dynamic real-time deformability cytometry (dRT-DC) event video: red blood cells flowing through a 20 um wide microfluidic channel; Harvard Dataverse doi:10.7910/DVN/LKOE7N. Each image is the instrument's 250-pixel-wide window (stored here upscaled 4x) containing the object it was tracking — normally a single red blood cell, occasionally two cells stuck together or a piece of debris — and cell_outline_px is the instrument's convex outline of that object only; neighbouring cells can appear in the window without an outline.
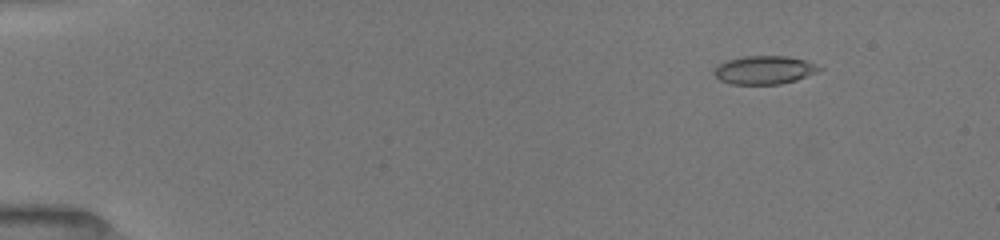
{"species": "common noctule bat (a hibernating species)", "species_latin": "Nyctalus noctula", "temperature_condition": "room temperature", "stored_images_in_passage": 31, "camera_frame_rate_fps": 3000, "um_per_image_px": 0.085, "animal": {"sex": "female", "body_mass_g": 19.5, "forearm_length_mm": 54.1}, "frame": {"image": 1, "passage_image": 2, "time_ms": 1.333, "image_size_px": [1000, 240], "cell_outline_px": [[824, 68], [816, 72], [796, 80], [780, 84], [732, 84], [720, 80], [712, 72], [720, 64], [728, 60], [744, 56], [788, 56], [804, 60]], "centroid_in_image_um": [64.96, 5.95], "position_along_channel_um": 20.0, "area_um2": 17.17}}
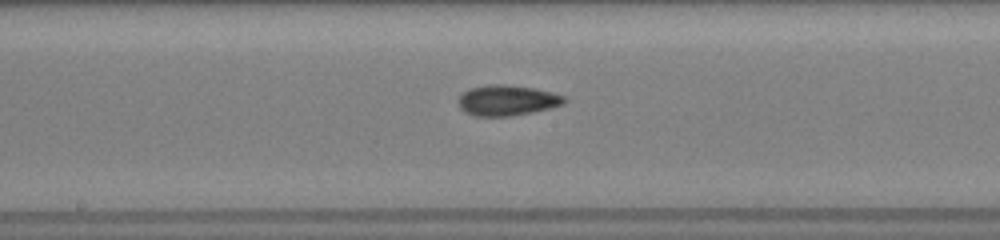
{"frame": {"image": 2, "passage_image": 17, "time_ms": 8.667, "image_size_px": [1000, 240], "cell_outline_px": [[568, 100], [564, 104], [532, 112], [512, 116], [476, 116], [464, 112], [456, 104], [456, 100], [468, 88], [488, 84], [508, 84], [532, 88], [552, 92], [564, 96]], "centroid_in_image_um": [43.06, 8.52], "position_along_channel_um": 205.1, "area_um2": 19.07}}
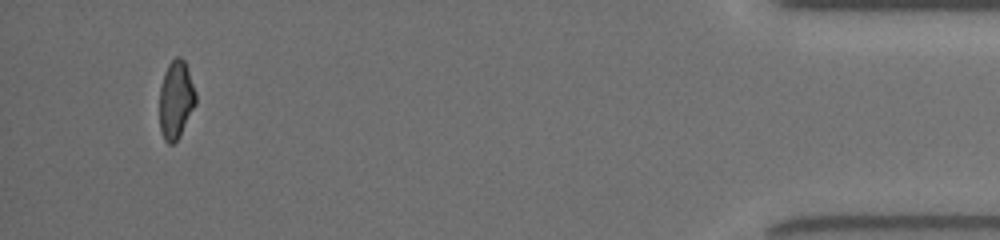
{"frame": {"image": 3, "passage_image": 31, "time_ms": 15.667, "image_size_px": [1000, 240], "cell_outline_px": [[196, 104], [180, 136], [172, 144], [168, 144], [164, 140], [160, 128], [160, 88], [164, 72], [168, 64], [176, 56], [180, 56], [184, 60], [188, 68], [196, 92]], "centroid_in_image_um": [14.96, 8.46], "position_along_channel_um": 420.2, "area_um2": 16.59}, "authors_computed_cell_mechanics": {"area_um2": 17.629, "velocity_mm_per_s": 4.0208, "shape_relaxation_time_tau1_ms": 6.6829, "shape_relaxation_time_tau2_ms": 2.991, "deformation_change_tau1": 0.1467, "deformation_change_tau2": 0.0929}}